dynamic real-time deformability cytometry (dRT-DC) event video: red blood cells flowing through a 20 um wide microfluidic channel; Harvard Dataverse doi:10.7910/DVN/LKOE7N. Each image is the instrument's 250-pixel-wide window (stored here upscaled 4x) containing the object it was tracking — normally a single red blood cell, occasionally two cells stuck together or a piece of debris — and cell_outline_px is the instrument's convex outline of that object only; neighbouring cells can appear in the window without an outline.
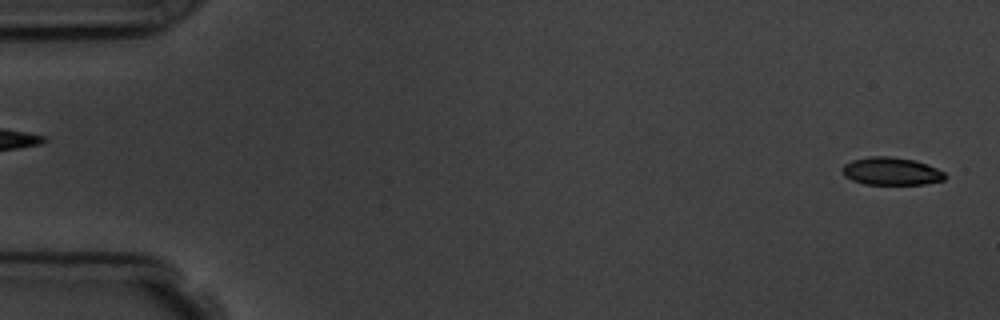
{"species": "common noctule bat (a hibernating species)", "species_latin": "Nyctalus noctula", "temperature_condition": "room temperature", "stored_images_in_passage": 5, "segment_of_instrument_passage": [2, 2], "camera_frame_rate_fps": 3000, "um_per_image_px": 0.085, "animal": {"sex": "male", "body_mass_g": 19.5, "forearm_length_mm": 54.6}, "frame": {"image": 1, "passage_image": 5, "time_ms": 5.333, "image_size_px": [1000, 320], "cell_outline_px": [[948, 176], [944, 180], [924, 184], [864, 184], [852, 180], [844, 176], [840, 168], [844, 164], [852, 160], [868, 156], [892, 156], [912, 160], [928, 164], [944, 172]], "centroid_in_image_um": [75.74, 14.55], "position_along_channel_um": 9.3, "area_um2": 16.76}}